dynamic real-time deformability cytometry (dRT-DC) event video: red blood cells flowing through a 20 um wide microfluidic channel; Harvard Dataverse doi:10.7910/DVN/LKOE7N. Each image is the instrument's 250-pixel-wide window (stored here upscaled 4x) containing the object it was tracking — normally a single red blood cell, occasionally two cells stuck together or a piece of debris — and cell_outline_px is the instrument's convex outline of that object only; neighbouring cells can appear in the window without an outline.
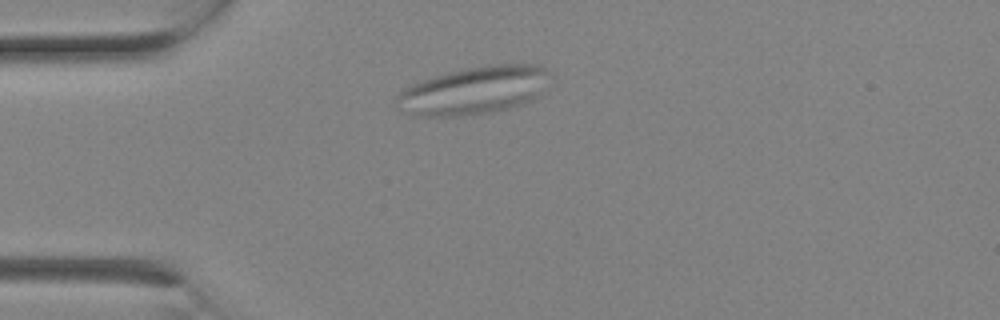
{"species": "Egyptian fruit bat (a non-hibernating species)", "species_latin": "Rousettus aegyptiacus", "temperature_condition": "room temperature", "stored_images_in_passage": 2, "camera_frame_rate_fps": 3000, "um_per_image_px": 0.085, "animal": {"sex": "female"}, "frame": {"image": 1, "passage_image": 2, "time_ms": 0.333, "image_size_px": [1000, 320], "cell_outline_px": [[544, 72], [540, 96], [524, 104], [492, 112], [460, 116], [416, 116], [396, 108], [396, 96], [404, 88], [412, 84], [448, 72], [468, 68], [492, 64], [536, 64], [544, 68]], "centroid_in_image_um": [40.2, 7.71], "position_along_channel_um": 44.8, "area_um2": 42.08}}